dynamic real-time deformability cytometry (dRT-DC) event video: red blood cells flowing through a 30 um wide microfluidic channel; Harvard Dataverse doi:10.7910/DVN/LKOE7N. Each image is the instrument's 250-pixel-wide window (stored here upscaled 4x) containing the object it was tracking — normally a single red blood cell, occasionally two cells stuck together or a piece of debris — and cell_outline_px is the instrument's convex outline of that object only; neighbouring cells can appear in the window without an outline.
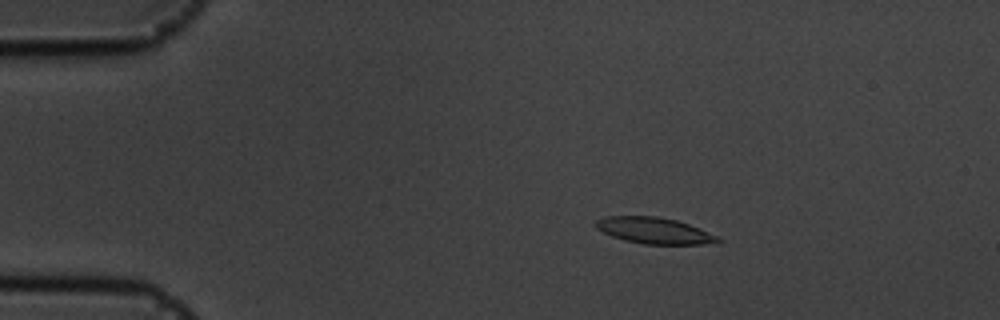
{"species": "common noctule bat (a hibernating species)", "species_latin": "Nyctalus noctula", "temperature_condition": "cold", "stored_images_in_passage": 28, "camera_frame_rate_fps": 3000, "um_per_image_px": 0.085, "animal": {"sex": "male", "body_mass_g": 19.5, "forearm_length_mm": 54.6}, "frame": {"image": 1, "passage_image": 1, "time_ms": 0.0, "image_size_px": [1000, 320], "cell_outline_px": [[724, 240], [720, 244], [644, 244], [624, 240], [612, 236], [596, 228], [596, 220], [604, 216], [656, 216], [676, 220], [688, 224], [720, 236]], "centroid_in_image_um": [55.69, 19.61], "position_along_channel_um": 29.3, "area_um2": 18.84}}
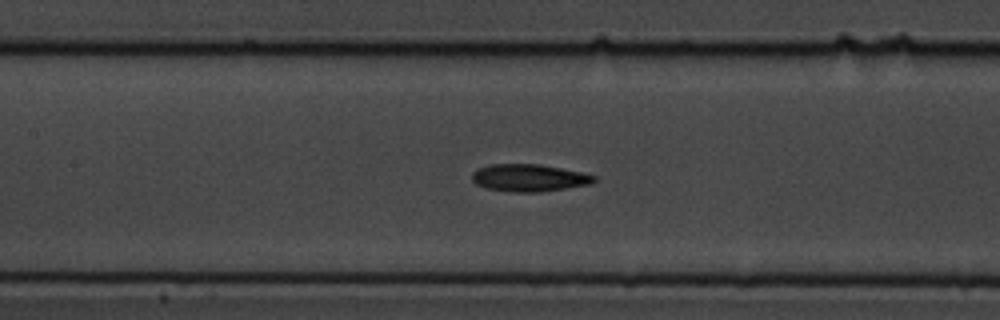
{"frame": {"image": 2, "passage_image": 17, "time_ms": 5.333, "image_size_px": [1000, 320], "cell_outline_px": [[596, 180], [592, 184], [540, 192], [516, 192], [488, 188], [476, 184], [472, 180], [472, 172], [476, 168], [488, 164], [540, 164], [580, 172], [596, 176]], "centroid_in_image_um": [44.95, 15.11], "position_along_channel_um": 162.4, "area_um2": 19.42}}
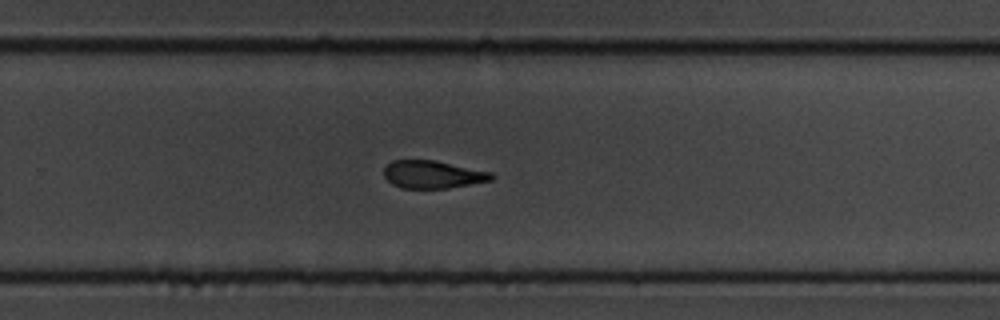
{"frame": {"image": 3, "passage_image": 28, "time_ms": 9.0, "image_size_px": [1000, 320], "cell_outline_px": [[496, 176], [492, 180], [448, 188], [400, 188], [392, 184], [384, 176], [384, 168], [392, 160], [436, 160], [492, 172]], "centroid_in_image_um": [36.8, 14.82], "position_along_channel_um": 293.0, "area_um2": 17.46}}